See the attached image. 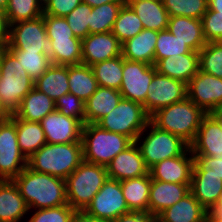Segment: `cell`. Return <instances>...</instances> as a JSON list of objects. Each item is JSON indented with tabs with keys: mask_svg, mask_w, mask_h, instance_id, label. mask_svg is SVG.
<instances>
[{
	"mask_svg": "<svg viewBox=\"0 0 222 222\" xmlns=\"http://www.w3.org/2000/svg\"><path fill=\"white\" fill-rule=\"evenodd\" d=\"M29 210L47 209L68 204L66 181L26 167L13 179Z\"/></svg>",
	"mask_w": 222,
	"mask_h": 222,
	"instance_id": "cell-1",
	"label": "cell"
},
{
	"mask_svg": "<svg viewBox=\"0 0 222 222\" xmlns=\"http://www.w3.org/2000/svg\"><path fill=\"white\" fill-rule=\"evenodd\" d=\"M82 161V142L46 143L27 159V167L65 180Z\"/></svg>",
	"mask_w": 222,
	"mask_h": 222,
	"instance_id": "cell-2",
	"label": "cell"
},
{
	"mask_svg": "<svg viewBox=\"0 0 222 222\" xmlns=\"http://www.w3.org/2000/svg\"><path fill=\"white\" fill-rule=\"evenodd\" d=\"M205 115L201 108L186 97L180 102L157 110L150 116V122L158 129L179 136L190 145Z\"/></svg>",
	"mask_w": 222,
	"mask_h": 222,
	"instance_id": "cell-3",
	"label": "cell"
},
{
	"mask_svg": "<svg viewBox=\"0 0 222 222\" xmlns=\"http://www.w3.org/2000/svg\"><path fill=\"white\" fill-rule=\"evenodd\" d=\"M81 140L83 160L105 167L116 155L133 143L129 137L109 132L94 123L83 125Z\"/></svg>",
	"mask_w": 222,
	"mask_h": 222,
	"instance_id": "cell-4",
	"label": "cell"
},
{
	"mask_svg": "<svg viewBox=\"0 0 222 222\" xmlns=\"http://www.w3.org/2000/svg\"><path fill=\"white\" fill-rule=\"evenodd\" d=\"M34 86L35 81L16 57L5 48L0 60V99L5 109L14 114L19 109L22 99Z\"/></svg>",
	"mask_w": 222,
	"mask_h": 222,
	"instance_id": "cell-5",
	"label": "cell"
},
{
	"mask_svg": "<svg viewBox=\"0 0 222 222\" xmlns=\"http://www.w3.org/2000/svg\"><path fill=\"white\" fill-rule=\"evenodd\" d=\"M108 178L105 166L83 160L65 179L68 205L76 211H83Z\"/></svg>",
	"mask_w": 222,
	"mask_h": 222,
	"instance_id": "cell-6",
	"label": "cell"
},
{
	"mask_svg": "<svg viewBox=\"0 0 222 222\" xmlns=\"http://www.w3.org/2000/svg\"><path fill=\"white\" fill-rule=\"evenodd\" d=\"M149 122L150 116L141 103L122 98L115 109L103 117L97 125L109 132L125 135L133 142H139L144 131H147L146 126Z\"/></svg>",
	"mask_w": 222,
	"mask_h": 222,
	"instance_id": "cell-7",
	"label": "cell"
},
{
	"mask_svg": "<svg viewBox=\"0 0 222 222\" xmlns=\"http://www.w3.org/2000/svg\"><path fill=\"white\" fill-rule=\"evenodd\" d=\"M151 132L144 138L139 145L141 155L146 166L150 169L156 163L180 156L190 148V145L179 136L163 131L149 122L146 126ZM151 128V129H150Z\"/></svg>",
	"mask_w": 222,
	"mask_h": 222,
	"instance_id": "cell-8",
	"label": "cell"
},
{
	"mask_svg": "<svg viewBox=\"0 0 222 222\" xmlns=\"http://www.w3.org/2000/svg\"><path fill=\"white\" fill-rule=\"evenodd\" d=\"M7 49H18L27 52H44L52 56V41L47 37L43 15L33 19L9 25Z\"/></svg>",
	"mask_w": 222,
	"mask_h": 222,
	"instance_id": "cell-9",
	"label": "cell"
},
{
	"mask_svg": "<svg viewBox=\"0 0 222 222\" xmlns=\"http://www.w3.org/2000/svg\"><path fill=\"white\" fill-rule=\"evenodd\" d=\"M26 167L27 158L17 141L16 123L11 118L0 121V180H13Z\"/></svg>",
	"mask_w": 222,
	"mask_h": 222,
	"instance_id": "cell-10",
	"label": "cell"
},
{
	"mask_svg": "<svg viewBox=\"0 0 222 222\" xmlns=\"http://www.w3.org/2000/svg\"><path fill=\"white\" fill-rule=\"evenodd\" d=\"M83 211L92 217L106 221H112L129 213L120 181L108 178Z\"/></svg>",
	"mask_w": 222,
	"mask_h": 222,
	"instance_id": "cell-11",
	"label": "cell"
},
{
	"mask_svg": "<svg viewBox=\"0 0 222 222\" xmlns=\"http://www.w3.org/2000/svg\"><path fill=\"white\" fill-rule=\"evenodd\" d=\"M156 73L155 65L123 58L122 84L119 90L122 97L143 104Z\"/></svg>",
	"mask_w": 222,
	"mask_h": 222,
	"instance_id": "cell-12",
	"label": "cell"
},
{
	"mask_svg": "<svg viewBox=\"0 0 222 222\" xmlns=\"http://www.w3.org/2000/svg\"><path fill=\"white\" fill-rule=\"evenodd\" d=\"M186 97L187 84L157 72L148 88L146 101L142 105L151 116L157 110L180 102Z\"/></svg>",
	"mask_w": 222,
	"mask_h": 222,
	"instance_id": "cell-13",
	"label": "cell"
},
{
	"mask_svg": "<svg viewBox=\"0 0 222 222\" xmlns=\"http://www.w3.org/2000/svg\"><path fill=\"white\" fill-rule=\"evenodd\" d=\"M187 97L206 114L222 108V78L199 70L187 84Z\"/></svg>",
	"mask_w": 222,
	"mask_h": 222,
	"instance_id": "cell-14",
	"label": "cell"
},
{
	"mask_svg": "<svg viewBox=\"0 0 222 222\" xmlns=\"http://www.w3.org/2000/svg\"><path fill=\"white\" fill-rule=\"evenodd\" d=\"M40 123L47 143L82 142L83 124L76 118L66 117L55 109Z\"/></svg>",
	"mask_w": 222,
	"mask_h": 222,
	"instance_id": "cell-15",
	"label": "cell"
},
{
	"mask_svg": "<svg viewBox=\"0 0 222 222\" xmlns=\"http://www.w3.org/2000/svg\"><path fill=\"white\" fill-rule=\"evenodd\" d=\"M122 55V43L112 32L89 34L82 39V64L92 66Z\"/></svg>",
	"mask_w": 222,
	"mask_h": 222,
	"instance_id": "cell-16",
	"label": "cell"
},
{
	"mask_svg": "<svg viewBox=\"0 0 222 222\" xmlns=\"http://www.w3.org/2000/svg\"><path fill=\"white\" fill-rule=\"evenodd\" d=\"M194 163L195 157L189 148L180 156L156 163L149 169V173L153 180L190 185Z\"/></svg>",
	"mask_w": 222,
	"mask_h": 222,
	"instance_id": "cell-17",
	"label": "cell"
},
{
	"mask_svg": "<svg viewBox=\"0 0 222 222\" xmlns=\"http://www.w3.org/2000/svg\"><path fill=\"white\" fill-rule=\"evenodd\" d=\"M108 177L123 181L149 174V168L141 155L136 142L116 155L106 166Z\"/></svg>",
	"mask_w": 222,
	"mask_h": 222,
	"instance_id": "cell-18",
	"label": "cell"
},
{
	"mask_svg": "<svg viewBox=\"0 0 222 222\" xmlns=\"http://www.w3.org/2000/svg\"><path fill=\"white\" fill-rule=\"evenodd\" d=\"M190 150L193 156L222 157V128L211 113L203 117Z\"/></svg>",
	"mask_w": 222,
	"mask_h": 222,
	"instance_id": "cell-19",
	"label": "cell"
},
{
	"mask_svg": "<svg viewBox=\"0 0 222 222\" xmlns=\"http://www.w3.org/2000/svg\"><path fill=\"white\" fill-rule=\"evenodd\" d=\"M190 192L207 211H210L217 204L222 193V178L211 173L210 168H201L195 162Z\"/></svg>",
	"mask_w": 222,
	"mask_h": 222,
	"instance_id": "cell-20",
	"label": "cell"
},
{
	"mask_svg": "<svg viewBox=\"0 0 222 222\" xmlns=\"http://www.w3.org/2000/svg\"><path fill=\"white\" fill-rule=\"evenodd\" d=\"M190 192V185L153 180L149 195V214L156 218Z\"/></svg>",
	"mask_w": 222,
	"mask_h": 222,
	"instance_id": "cell-21",
	"label": "cell"
},
{
	"mask_svg": "<svg viewBox=\"0 0 222 222\" xmlns=\"http://www.w3.org/2000/svg\"><path fill=\"white\" fill-rule=\"evenodd\" d=\"M155 67L159 74L188 84L200 70L199 53L193 51L187 54L172 55L159 60Z\"/></svg>",
	"mask_w": 222,
	"mask_h": 222,
	"instance_id": "cell-22",
	"label": "cell"
},
{
	"mask_svg": "<svg viewBox=\"0 0 222 222\" xmlns=\"http://www.w3.org/2000/svg\"><path fill=\"white\" fill-rule=\"evenodd\" d=\"M207 210L191 192L174 205L166 208L155 222H205Z\"/></svg>",
	"mask_w": 222,
	"mask_h": 222,
	"instance_id": "cell-23",
	"label": "cell"
},
{
	"mask_svg": "<svg viewBox=\"0 0 222 222\" xmlns=\"http://www.w3.org/2000/svg\"><path fill=\"white\" fill-rule=\"evenodd\" d=\"M29 211L13 180H0V222H19Z\"/></svg>",
	"mask_w": 222,
	"mask_h": 222,
	"instance_id": "cell-24",
	"label": "cell"
},
{
	"mask_svg": "<svg viewBox=\"0 0 222 222\" xmlns=\"http://www.w3.org/2000/svg\"><path fill=\"white\" fill-rule=\"evenodd\" d=\"M157 37L158 31L143 29L135 37L122 43L123 58L154 65Z\"/></svg>",
	"mask_w": 222,
	"mask_h": 222,
	"instance_id": "cell-25",
	"label": "cell"
},
{
	"mask_svg": "<svg viewBox=\"0 0 222 222\" xmlns=\"http://www.w3.org/2000/svg\"><path fill=\"white\" fill-rule=\"evenodd\" d=\"M167 30L196 52H199L207 43L204 37L201 19L172 16L169 17Z\"/></svg>",
	"mask_w": 222,
	"mask_h": 222,
	"instance_id": "cell-26",
	"label": "cell"
},
{
	"mask_svg": "<svg viewBox=\"0 0 222 222\" xmlns=\"http://www.w3.org/2000/svg\"><path fill=\"white\" fill-rule=\"evenodd\" d=\"M119 90L99 86L85 102V124H97L109 114L122 100Z\"/></svg>",
	"mask_w": 222,
	"mask_h": 222,
	"instance_id": "cell-27",
	"label": "cell"
},
{
	"mask_svg": "<svg viewBox=\"0 0 222 222\" xmlns=\"http://www.w3.org/2000/svg\"><path fill=\"white\" fill-rule=\"evenodd\" d=\"M124 199L129 211L149 214L151 175L120 181Z\"/></svg>",
	"mask_w": 222,
	"mask_h": 222,
	"instance_id": "cell-28",
	"label": "cell"
},
{
	"mask_svg": "<svg viewBox=\"0 0 222 222\" xmlns=\"http://www.w3.org/2000/svg\"><path fill=\"white\" fill-rule=\"evenodd\" d=\"M125 4H128L137 14L144 29L158 32L167 30L170 16L163 1H125Z\"/></svg>",
	"mask_w": 222,
	"mask_h": 222,
	"instance_id": "cell-29",
	"label": "cell"
},
{
	"mask_svg": "<svg viewBox=\"0 0 222 222\" xmlns=\"http://www.w3.org/2000/svg\"><path fill=\"white\" fill-rule=\"evenodd\" d=\"M10 118L16 123L19 148L28 159L47 143L41 123L19 119L15 114H11Z\"/></svg>",
	"mask_w": 222,
	"mask_h": 222,
	"instance_id": "cell-30",
	"label": "cell"
},
{
	"mask_svg": "<svg viewBox=\"0 0 222 222\" xmlns=\"http://www.w3.org/2000/svg\"><path fill=\"white\" fill-rule=\"evenodd\" d=\"M68 66L51 64L35 81V88L45 93L54 102L69 93Z\"/></svg>",
	"mask_w": 222,
	"mask_h": 222,
	"instance_id": "cell-31",
	"label": "cell"
},
{
	"mask_svg": "<svg viewBox=\"0 0 222 222\" xmlns=\"http://www.w3.org/2000/svg\"><path fill=\"white\" fill-rule=\"evenodd\" d=\"M55 110V102L35 87L22 99L19 109L14 113L19 119L40 122Z\"/></svg>",
	"mask_w": 222,
	"mask_h": 222,
	"instance_id": "cell-32",
	"label": "cell"
},
{
	"mask_svg": "<svg viewBox=\"0 0 222 222\" xmlns=\"http://www.w3.org/2000/svg\"><path fill=\"white\" fill-rule=\"evenodd\" d=\"M69 92L84 103L95 93L98 83L91 66L85 64L68 66Z\"/></svg>",
	"mask_w": 222,
	"mask_h": 222,
	"instance_id": "cell-33",
	"label": "cell"
},
{
	"mask_svg": "<svg viewBox=\"0 0 222 222\" xmlns=\"http://www.w3.org/2000/svg\"><path fill=\"white\" fill-rule=\"evenodd\" d=\"M51 41L53 46L51 64L69 66L82 63V39L62 38Z\"/></svg>",
	"mask_w": 222,
	"mask_h": 222,
	"instance_id": "cell-34",
	"label": "cell"
},
{
	"mask_svg": "<svg viewBox=\"0 0 222 222\" xmlns=\"http://www.w3.org/2000/svg\"><path fill=\"white\" fill-rule=\"evenodd\" d=\"M98 86L120 90L122 84L123 56H117L91 66Z\"/></svg>",
	"mask_w": 222,
	"mask_h": 222,
	"instance_id": "cell-35",
	"label": "cell"
},
{
	"mask_svg": "<svg viewBox=\"0 0 222 222\" xmlns=\"http://www.w3.org/2000/svg\"><path fill=\"white\" fill-rule=\"evenodd\" d=\"M125 2L105 3L93 7L90 14L89 34L112 32L118 12Z\"/></svg>",
	"mask_w": 222,
	"mask_h": 222,
	"instance_id": "cell-36",
	"label": "cell"
},
{
	"mask_svg": "<svg viewBox=\"0 0 222 222\" xmlns=\"http://www.w3.org/2000/svg\"><path fill=\"white\" fill-rule=\"evenodd\" d=\"M143 29L142 21L137 14L128 4L124 3L118 12L112 33L121 43H124L126 40L135 37Z\"/></svg>",
	"mask_w": 222,
	"mask_h": 222,
	"instance_id": "cell-37",
	"label": "cell"
},
{
	"mask_svg": "<svg viewBox=\"0 0 222 222\" xmlns=\"http://www.w3.org/2000/svg\"><path fill=\"white\" fill-rule=\"evenodd\" d=\"M9 25L33 20L43 15V8L37 0H9L5 9Z\"/></svg>",
	"mask_w": 222,
	"mask_h": 222,
	"instance_id": "cell-38",
	"label": "cell"
},
{
	"mask_svg": "<svg viewBox=\"0 0 222 222\" xmlns=\"http://www.w3.org/2000/svg\"><path fill=\"white\" fill-rule=\"evenodd\" d=\"M25 69L28 75L36 81L51 65L50 58L44 52H27L18 49H8Z\"/></svg>",
	"mask_w": 222,
	"mask_h": 222,
	"instance_id": "cell-39",
	"label": "cell"
},
{
	"mask_svg": "<svg viewBox=\"0 0 222 222\" xmlns=\"http://www.w3.org/2000/svg\"><path fill=\"white\" fill-rule=\"evenodd\" d=\"M189 52H193V50L168 30L159 31L155 44L154 65L161 59Z\"/></svg>",
	"mask_w": 222,
	"mask_h": 222,
	"instance_id": "cell-40",
	"label": "cell"
},
{
	"mask_svg": "<svg viewBox=\"0 0 222 222\" xmlns=\"http://www.w3.org/2000/svg\"><path fill=\"white\" fill-rule=\"evenodd\" d=\"M198 53L200 71L222 78V42L206 43Z\"/></svg>",
	"mask_w": 222,
	"mask_h": 222,
	"instance_id": "cell-41",
	"label": "cell"
},
{
	"mask_svg": "<svg viewBox=\"0 0 222 222\" xmlns=\"http://www.w3.org/2000/svg\"><path fill=\"white\" fill-rule=\"evenodd\" d=\"M169 16L201 19L208 10V0H163Z\"/></svg>",
	"mask_w": 222,
	"mask_h": 222,
	"instance_id": "cell-42",
	"label": "cell"
},
{
	"mask_svg": "<svg viewBox=\"0 0 222 222\" xmlns=\"http://www.w3.org/2000/svg\"><path fill=\"white\" fill-rule=\"evenodd\" d=\"M91 11L92 7L81 2L67 16H65V19L75 37L83 39L89 35L88 24L90 23Z\"/></svg>",
	"mask_w": 222,
	"mask_h": 222,
	"instance_id": "cell-43",
	"label": "cell"
},
{
	"mask_svg": "<svg viewBox=\"0 0 222 222\" xmlns=\"http://www.w3.org/2000/svg\"><path fill=\"white\" fill-rule=\"evenodd\" d=\"M55 109L66 117L78 119L85 124V103L72 93H66L55 101Z\"/></svg>",
	"mask_w": 222,
	"mask_h": 222,
	"instance_id": "cell-44",
	"label": "cell"
},
{
	"mask_svg": "<svg viewBox=\"0 0 222 222\" xmlns=\"http://www.w3.org/2000/svg\"><path fill=\"white\" fill-rule=\"evenodd\" d=\"M76 210L70 205L37 209L28 222H72Z\"/></svg>",
	"mask_w": 222,
	"mask_h": 222,
	"instance_id": "cell-45",
	"label": "cell"
},
{
	"mask_svg": "<svg viewBox=\"0 0 222 222\" xmlns=\"http://www.w3.org/2000/svg\"><path fill=\"white\" fill-rule=\"evenodd\" d=\"M46 34L49 39L78 38L75 37L65 17L43 14Z\"/></svg>",
	"mask_w": 222,
	"mask_h": 222,
	"instance_id": "cell-46",
	"label": "cell"
},
{
	"mask_svg": "<svg viewBox=\"0 0 222 222\" xmlns=\"http://www.w3.org/2000/svg\"><path fill=\"white\" fill-rule=\"evenodd\" d=\"M201 22L207 43L222 42V16H215V11L208 9Z\"/></svg>",
	"mask_w": 222,
	"mask_h": 222,
	"instance_id": "cell-47",
	"label": "cell"
},
{
	"mask_svg": "<svg viewBox=\"0 0 222 222\" xmlns=\"http://www.w3.org/2000/svg\"><path fill=\"white\" fill-rule=\"evenodd\" d=\"M81 2L82 0H50L43 8V14L65 17Z\"/></svg>",
	"mask_w": 222,
	"mask_h": 222,
	"instance_id": "cell-48",
	"label": "cell"
},
{
	"mask_svg": "<svg viewBox=\"0 0 222 222\" xmlns=\"http://www.w3.org/2000/svg\"><path fill=\"white\" fill-rule=\"evenodd\" d=\"M195 162L201 168H210L211 173L216 174L218 177L222 178V157L215 159L211 156H194Z\"/></svg>",
	"mask_w": 222,
	"mask_h": 222,
	"instance_id": "cell-49",
	"label": "cell"
},
{
	"mask_svg": "<svg viewBox=\"0 0 222 222\" xmlns=\"http://www.w3.org/2000/svg\"><path fill=\"white\" fill-rule=\"evenodd\" d=\"M110 222H155V218L148 213L130 211Z\"/></svg>",
	"mask_w": 222,
	"mask_h": 222,
	"instance_id": "cell-50",
	"label": "cell"
},
{
	"mask_svg": "<svg viewBox=\"0 0 222 222\" xmlns=\"http://www.w3.org/2000/svg\"><path fill=\"white\" fill-rule=\"evenodd\" d=\"M9 40V23L5 10L0 9V46L6 47Z\"/></svg>",
	"mask_w": 222,
	"mask_h": 222,
	"instance_id": "cell-51",
	"label": "cell"
},
{
	"mask_svg": "<svg viewBox=\"0 0 222 222\" xmlns=\"http://www.w3.org/2000/svg\"><path fill=\"white\" fill-rule=\"evenodd\" d=\"M72 222H110L86 214L84 211H76Z\"/></svg>",
	"mask_w": 222,
	"mask_h": 222,
	"instance_id": "cell-52",
	"label": "cell"
},
{
	"mask_svg": "<svg viewBox=\"0 0 222 222\" xmlns=\"http://www.w3.org/2000/svg\"><path fill=\"white\" fill-rule=\"evenodd\" d=\"M205 222H222V209L207 211Z\"/></svg>",
	"mask_w": 222,
	"mask_h": 222,
	"instance_id": "cell-53",
	"label": "cell"
},
{
	"mask_svg": "<svg viewBox=\"0 0 222 222\" xmlns=\"http://www.w3.org/2000/svg\"><path fill=\"white\" fill-rule=\"evenodd\" d=\"M208 9L215 11V16H222V0H208Z\"/></svg>",
	"mask_w": 222,
	"mask_h": 222,
	"instance_id": "cell-54",
	"label": "cell"
},
{
	"mask_svg": "<svg viewBox=\"0 0 222 222\" xmlns=\"http://www.w3.org/2000/svg\"><path fill=\"white\" fill-rule=\"evenodd\" d=\"M83 3L88 4L90 7H98L105 3L125 2V0H82Z\"/></svg>",
	"mask_w": 222,
	"mask_h": 222,
	"instance_id": "cell-55",
	"label": "cell"
},
{
	"mask_svg": "<svg viewBox=\"0 0 222 222\" xmlns=\"http://www.w3.org/2000/svg\"><path fill=\"white\" fill-rule=\"evenodd\" d=\"M11 117V114L5 109L0 99V121L7 120Z\"/></svg>",
	"mask_w": 222,
	"mask_h": 222,
	"instance_id": "cell-56",
	"label": "cell"
},
{
	"mask_svg": "<svg viewBox=\"0 0 222 222\" xmlns=\"http://www.w3.org/2000/svg\"><path fill=\"white\" fill-rule=\"evenodd\" d=\"M219 122L222 128V108L211 113Z\"/></svg>",
	"mask_w": 222,
	"mask_h": 222,
	"instance_id": "cell-57",
	"label": "cell"
},
{
	"mask_svg": "<svg viewBox=\"0 0 222 222\" xmlns=\"http://www.w3.org/2000/svg\"><path fill=\"white\" fill-rule=\"evenodd\" d=\"M212 209H222V193L219 197L217 204Z\"/></svg>",
	"mask_w": 222,
	"mask_h": 222,
	"instance_id": "cell-58",
	"label": "cell"
},
{
	"mask_svg": "<svg viewBox=\"0 0 222 222\" xmlns=\"http://www.w3.org/2000/svg\"><path fill=\"white\" fill-rule=\"evenodd\" d=\"M9 0H0V9L5 10Z\"/></svg>",
	"mask_w": 222,
	"mask_h": 222,
	"instance_id": "cell-59",
	"label": "cell"
},
{
	"mask_svg": "<svg viewBox=\"0 0 222 222\" xmlns=\"http://www.w3.org/2000/svg\"><path fill=\"white\" fill-rule=\"evenodd\" d=\"M49 1L50 0H37V2L42 6V8H44Z\"/></svg>",
	"mask_w": 222,
	"mask_h": 222,
	"instance_id": "cell-60",
	"label": "cell"
},
{
	"mask_svg": "<svg viewBox=\"0 0 222 222\" xmlns=\"http://www.w3.org/2000/svg\"><path fill=\"white\" fill-rule=\"evenodd\" d=\"M125 1H147V0H125ZM148 1H163V0H148Z\"/></svg>",
	"mask_w": 222,
	"mask_h": 222,
	"instance_id": "cell-61",
	"label": "cell"
},
{
	"mask_svg": "<svg viewBox=\"0 0 222 222\" xmlns=\"http://www.w3.org/2000/svg\"><path fill=\"white\" fill-rule=\"evenodd\" d=\"M5 48H6V47L0 46V60H1V55H2V53H3V50H4Z\"/></svg>",
	"mask_w": 222,
	"mask_h": 222,
	"instance_id": "cell-62",
	"label": "cell"
}]
</instances>
